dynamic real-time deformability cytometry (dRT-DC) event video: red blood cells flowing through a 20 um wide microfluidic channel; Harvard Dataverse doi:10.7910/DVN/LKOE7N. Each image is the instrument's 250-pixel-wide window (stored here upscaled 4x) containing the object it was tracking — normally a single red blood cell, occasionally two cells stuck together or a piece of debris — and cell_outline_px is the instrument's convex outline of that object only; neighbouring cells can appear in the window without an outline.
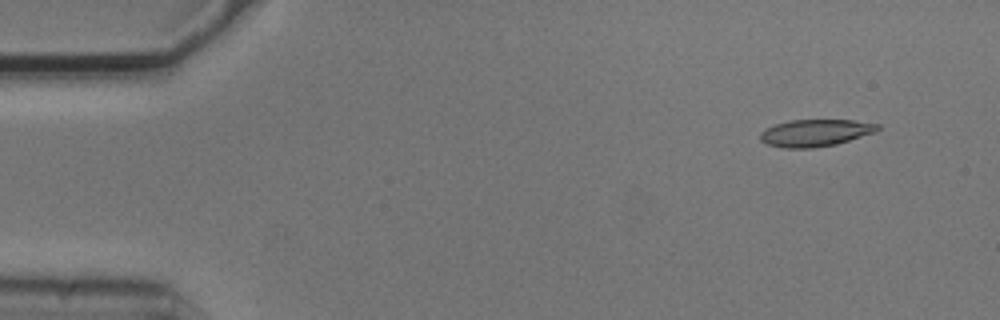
{"species": "common noctule bat (a hibernating species)", "species_latin": "Nyctalus noctula", "temperature_condition": "cold", "stored_images_in_passage": 5, "camera_frame_rate_fps": 3000, "um_per_image_px": 0.085, "animal": {"sex": "male", "body_mass_g": 20.5, "forearm_length_mm": 52.5}, "frame": {"image": 1, "passage_image": 2, "time_ms": 0.333, "image_size_px": [1000, 320], "cell_outline_px": [[880, 128], [876, 132], [836, 144], [812, 148], [784, 148], [768, 144], [760, 140], [760, 132], [764, 128], [776, 124], [792, 120], [852, 120], [880, 124]], "centroid_in_image_um": [69.3, 11.29], "position_along_channel_um": 15.7, "area_um2": 18.5}}
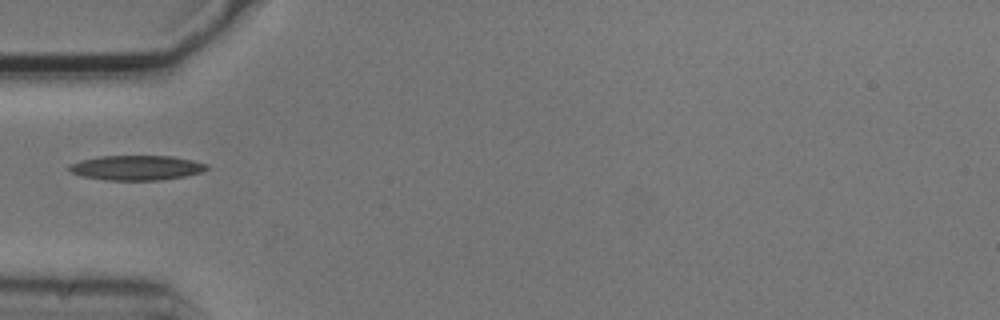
{"frame": {"image": 2, "passage_image": 5, "time_ms": 1.333, "image_size_px": [1000, 320], "cell_outline_px": [[208, 168], [200, 172], [184, 176], [160, 180], [104, 180], [84, 176], [72, 172], [68, 168], [68, 164], [80, 160], [100, 156], [172, 156], [192, 160], [208, 164]], "centroid_in_image_um": [11.59, 14.25], "position_along_channel_um": 73.4, "area_um2": 19.77}}